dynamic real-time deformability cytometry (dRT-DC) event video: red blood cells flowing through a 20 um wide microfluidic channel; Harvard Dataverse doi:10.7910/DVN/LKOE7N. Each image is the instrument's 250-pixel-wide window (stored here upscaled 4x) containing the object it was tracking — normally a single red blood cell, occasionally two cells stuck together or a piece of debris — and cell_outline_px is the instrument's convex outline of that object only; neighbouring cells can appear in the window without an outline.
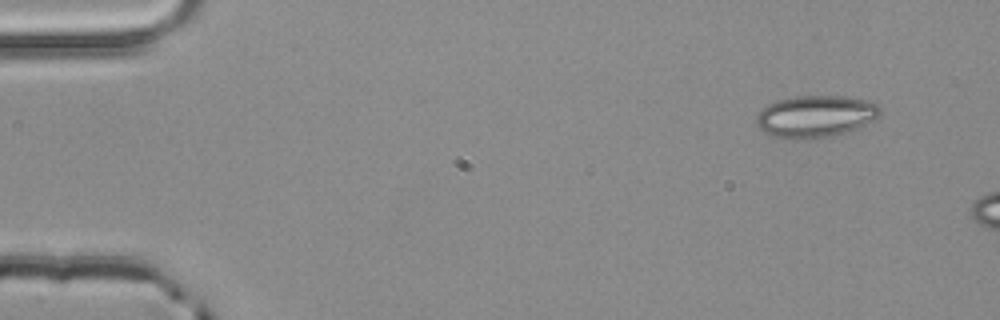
{"species": "common noctule bat (a hibernating species)", "species_latin": "Nyctalus noctula", "temperature_condition": "room temperature", "stored_images_in_passage": 3, "camera_frame_rate_fps": 3000, "um_per_image_px": 0.085, "animal": {"sex": "male", "body_mass_g": 20.4}, "frame": {"image": 1, "passage_image": 1, "time_ms": 0.0, "image_size_px": [1000, 320], "cell_outline_px": [[880, 116], [856, 128], [832, 136], [816, 140], [796, 140], [772, 136], [764, 132], [756, 124], [756, 116], [768, 104], [780, 100], [796, 96], [840, 96], [868, 100], [876, 104], [880, 108]], "centroid_in_image_um": [69.3, 9.91], "position_along_channel_um": 15.7, "area_um2": 30.29}}